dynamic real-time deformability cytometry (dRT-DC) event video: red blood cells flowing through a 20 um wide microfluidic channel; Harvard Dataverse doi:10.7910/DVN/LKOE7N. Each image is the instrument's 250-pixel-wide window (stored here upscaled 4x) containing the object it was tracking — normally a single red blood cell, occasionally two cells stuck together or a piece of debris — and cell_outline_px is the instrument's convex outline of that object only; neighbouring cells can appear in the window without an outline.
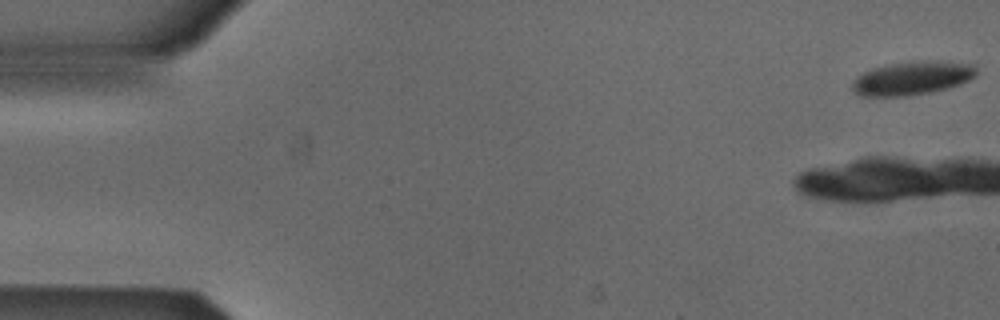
{"species": "Egyptian fruit bat (a non-hibernating species)", "species_latin": "Rousettus aegyptiacus", "temperature_condition": "cold", "stored_images_in_passage": 12, "camera_frame_rate_fps": 3000, "um_per_image_px": 0.085, "animal": {"sex": "male"}, "frame": {"image": 1, "passage_image": 1, "time_ms": 0.0, "image_size_px": [1000, 320], "cell_outline_px": [[976, 76], [960, 84], [928, 92], [908, 96], [860, 96], [852, 88], [852, 80], [856, 76], [872, 68], [892, 64], [924, 60], [976, 64]], "centroid_in_image_um": [77.52, 6.64], "position_along_channel_um": 7.5, "area_um2": 24.04}}